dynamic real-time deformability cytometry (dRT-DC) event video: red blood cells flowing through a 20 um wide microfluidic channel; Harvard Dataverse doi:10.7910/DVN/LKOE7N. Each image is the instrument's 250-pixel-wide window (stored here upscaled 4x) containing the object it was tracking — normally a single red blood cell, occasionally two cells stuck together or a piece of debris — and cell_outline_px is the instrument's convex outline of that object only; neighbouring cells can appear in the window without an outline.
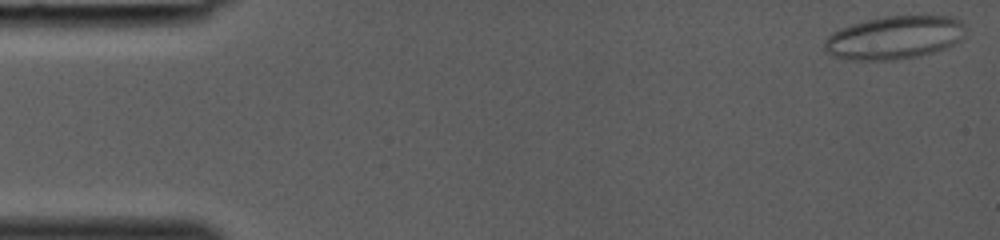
{"species": "common noctule bat (a hibernating species)", "species_latin": "Nyctalus noctula", "temperature_condition": "room temperature", "stored_images_in_passage": 39, "camera_frame_rate_fps": 3000, "um_per_image_px": 0.085, "animal": {"sex": "female", "body_mass_g": 19.0, "forearm_length_mm": 53.3}, "frame": {"image": 1, "passage_image": 1, "time_ms": 0.0, "image_size_px": [1000, 240], "cell_outline_px": [[964, 36], [960, 40], [948, 48], [936, 52], [920, 56], [896, 60], [848, 60], [832, 56], [824, 48], [824, 40], [832, 32], [840, 28], [868, 20], [888, 16], [952, 16], [960, 20], [964, 24]], "centroid_in_image_um": [76.04, 3.21], "position_along_channel_um": 9.0, "area_um2": 35.72}}
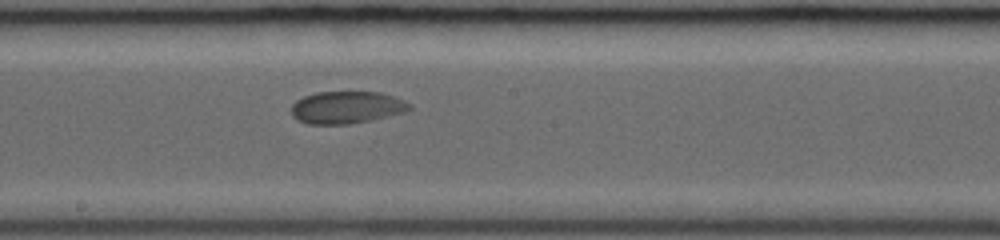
{"frame": {"image": 2, "passage_image": 22, "time_ms": 7.0, "image_size_px": [1000, 240], "cell_outline_px": [[412, 108], [404, 112], [372, 120], [348, 124], [308, 124], [296, 120], [292, 116], [292, 104], [296, 100], [304, 96], [316, 92], [380, 92], [404, 100], [412, 104]], "centroid_in_image_um": [29.45, 9.13], "position_along_channel_um": 218.7, "area_um2": 22.31}}
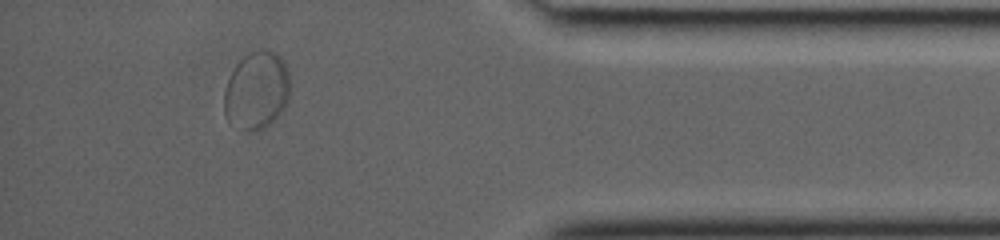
{"frame": {"image": 3, "passage_image": 35, "time_ms": 11.333, "image_size_px": [1000, 240], "cell_outline_px": [[288, 100], [284, 108], [264, 128], [256, 132], [240, 132], [228, 124], [224, 116], [224, 92], [228, 80], [236, 64], [244, 56], [260, 48], [268, 48], [276, 52], [280, 56], [288, 72]], "centroid_in_image_um": [21.76, 7.73], "position_along_channel_um": 413.4, "area_um2": 30.35}}